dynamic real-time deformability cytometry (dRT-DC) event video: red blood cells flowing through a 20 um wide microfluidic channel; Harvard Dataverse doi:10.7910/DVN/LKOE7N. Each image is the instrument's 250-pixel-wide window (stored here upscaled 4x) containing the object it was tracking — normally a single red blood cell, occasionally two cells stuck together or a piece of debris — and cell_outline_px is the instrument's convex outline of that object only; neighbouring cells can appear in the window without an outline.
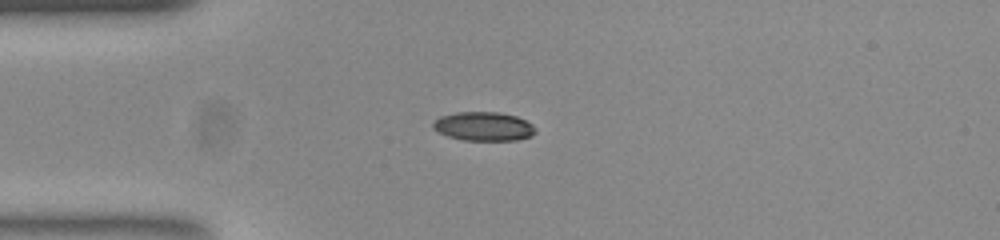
{"species": "common noctule bat (a hibernating species)", "species_latin": "Nyctalus noctula", "temperature_condition": "room temperature", "stored_images_in_passage": 41, "camera_frame_rate_fps": 3000, "um_per_image_px": 0.085, "animal": {"sex": "female", "body_mass_g": 23.0, "forearm_length_mm": 53.4}, "frame": {"image": 1, "passage_image": 1, "time_ms": 0.0, "image_size_px": [1000, 240], "cell_outline_px": [[536, 132], [532, 136], [516, 140], [464, 140], [448, 136], [432, 128], [432, 124], [440, 116], [456, 112], [500, 112], [516, 116], [532, 124], [536, 128]], "centroid_in_image_um": [41.13, 10.74], "position_along_channel_um": 43.9, "area_um2": 17.22}}
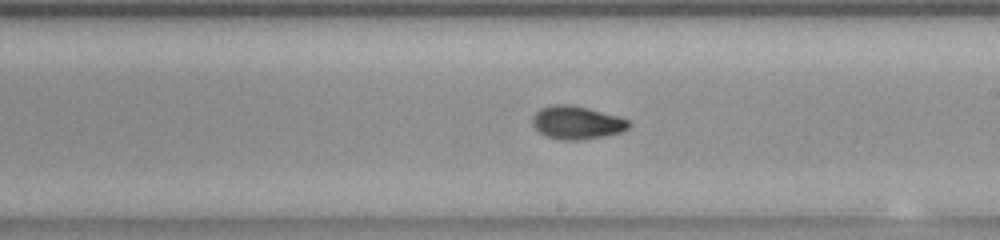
{"frame": {"image": 2, "passage_image": 18, "time_ms": 5.667, "image_size_px": [1000, 240], "cell_outline_px": [[632, 124], [628, 128], [620, 132], [604, 136], [576, 140], [564, 140], [548, 136], [540, 132], [532, 124], [532, 116], [540, 108], [552, 104], [572, 104], [620, 116], [628, 120]], "centroid_in_image_um": [49.04, 10.4], "position_along_channel_um": 240.0, "area_um2": 18.61}}
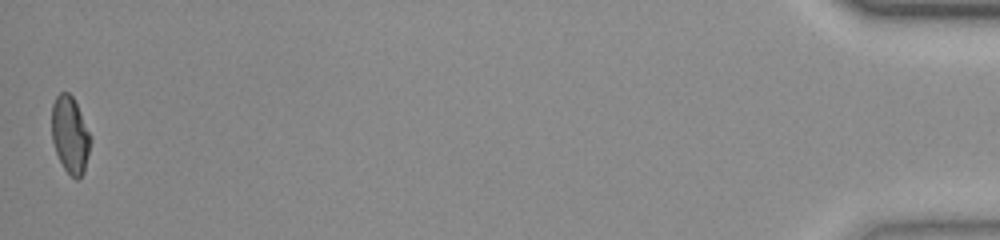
{"frame": {"image": 3, "passage_image": 41, "time_ms": 13.333, "image_size_px": [1000, 240], "cell_outline_px": [[92, 140], [84, 172], [76, 180], [64, 168], [56, 152], [52, 140], [52, 104], [56, 96], [60, 92], [68, 92], [72, 96], [92, 136]], "centroid_in_image_um": [5.97, 11.45], "position_along_channel_um": 429.2, "area_um2": 17.34}, "authors_computed_cell_mechanics": {"area_um2": 17.8024, "velocity_mm_per_s": 3.7837, "shape_relaxation_time_tau1_ms": 5.7913, "shape_relaxation_time_tau2_ms": 2.0337, "deformation_change_tau1": 0.1778, "deformation_change_tau2": 0.0598}}